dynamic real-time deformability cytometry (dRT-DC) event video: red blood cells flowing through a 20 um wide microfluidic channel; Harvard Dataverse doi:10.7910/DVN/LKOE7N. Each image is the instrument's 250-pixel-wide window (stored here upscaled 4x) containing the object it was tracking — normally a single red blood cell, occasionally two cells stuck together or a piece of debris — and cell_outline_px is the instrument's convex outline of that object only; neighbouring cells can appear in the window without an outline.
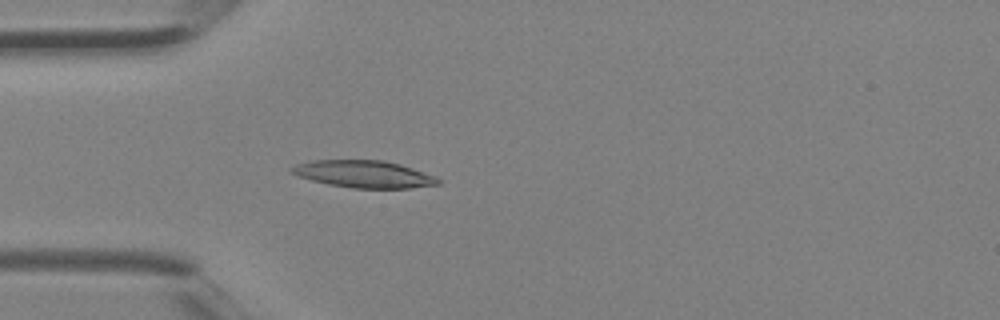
{"species": "Egyptian fruit bat (a non-hibernating species)", "species_latin": "Rousettus aegyptiacus", "temperature_condition": "room temperature", "stored_images_in_passage": 4, "camera_frame_rate_fps": 3000, "um_per_image_px": 0.085, "animal": {"sex": "female"}, "frame": {"image": 1, "passage_image": 4, "time_ms": 1.0, "image_size_px": [1000, 320], "cell_outline_px": [[440, 184], [408, 188], [352, 188], [328, 184], [296, 176], [288, 172], [288, 168], [296, 164], [308, 160], [384, 160], [400, 164], [412, 168], [432, 176], [440, 180]], "centroid_in_image_um": [30.82, 14.79], "position_along_channel_um": 54.2, "area_um2": 23.24}}